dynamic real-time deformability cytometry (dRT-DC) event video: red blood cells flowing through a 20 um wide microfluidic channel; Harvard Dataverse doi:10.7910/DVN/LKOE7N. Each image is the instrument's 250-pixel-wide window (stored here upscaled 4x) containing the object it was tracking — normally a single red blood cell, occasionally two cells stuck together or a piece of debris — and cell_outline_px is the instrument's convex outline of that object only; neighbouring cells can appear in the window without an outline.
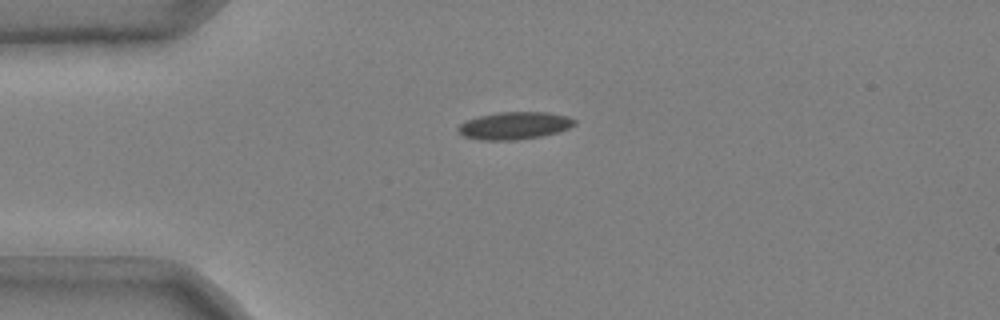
{"species": "common noctule bat (a hibernating species)", "species_latin": "Nyctalus noctula", "temperature_condition": "cold", "stored_images_in_passage": 19, "camera_frame_rate_fps": 3000, "um_per_image_px": 0.085, "animal": {"sex": "male", "body_mass_g": 20.4}, "frame": {"image": 1, "passage_image": 1, "time_ms": 0.0, "image_size_px": [1000, 320], "cell_outline_px": [[576, 124], [560, 132], [540, 136], [516, 140], [480, 140], [464, 136], [456, 128], [464, 120], [480, 116], [500, 112], [548, 112], [568, 116], [576, 120]], "centroid_in_image_um": [43.74, 10.67], "position_along_channel_um": 41.3, "area_um2": 18.67}}
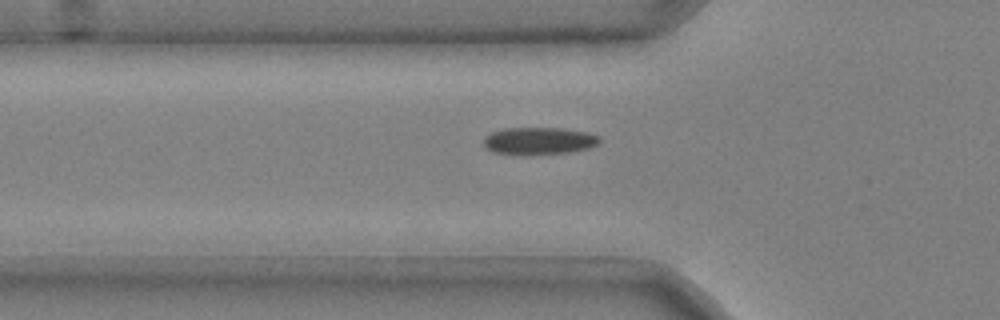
{"frame": {"image": 2, "passage_image": 6, "time_ms": 1.667, "image_size_px": [1000, 320], "cell_outline_px": [[600, 144], [588, 148], [568, 152], [528, 156], [520, 156], [492, 152], [484, 144], [484, 136], [492, 132], [504, 128], [564, 128], [588, 132], [600, 136]], "centroid_in_image_um": [45.81, 11.99], "position_along_channel_um": 80.0, "area_um2": 18.9}}